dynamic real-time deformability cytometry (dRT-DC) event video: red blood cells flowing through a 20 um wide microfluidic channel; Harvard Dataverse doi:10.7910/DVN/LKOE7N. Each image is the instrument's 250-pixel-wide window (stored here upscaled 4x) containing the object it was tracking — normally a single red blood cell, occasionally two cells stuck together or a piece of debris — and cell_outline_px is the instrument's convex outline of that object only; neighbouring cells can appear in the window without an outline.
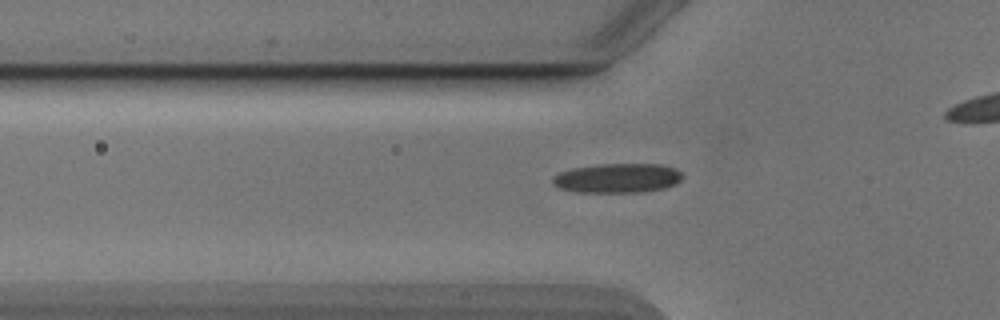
{"species": "Egyptian fruit bat (a non-hibernating species)", "species_latin": "Rousettus aegyptiacus", "temperature_condition": "cold", "stored_images_in_passage": 37, "camera_frame_rate_fps": 3000, "um_per_image_px": 0.085, "animal": {"sex": "male"}, "frame": {"image": 1, "passage_image": 11, "time_ms": 3.333, "image_size_px": [1000, 320], "cell_outline_px": [[684, 176], [676, 184], [664, 188], [644, 192], [576, 192], [560, 188], [552, 184], [552, 176], [560, 172], [572, 168], [596, 164], [664, 164], [676, 168]], "centroid_in_image_um": [52.49, 15.13], "position_along_channel_um": 73.3, "area_um2": 22.54}}
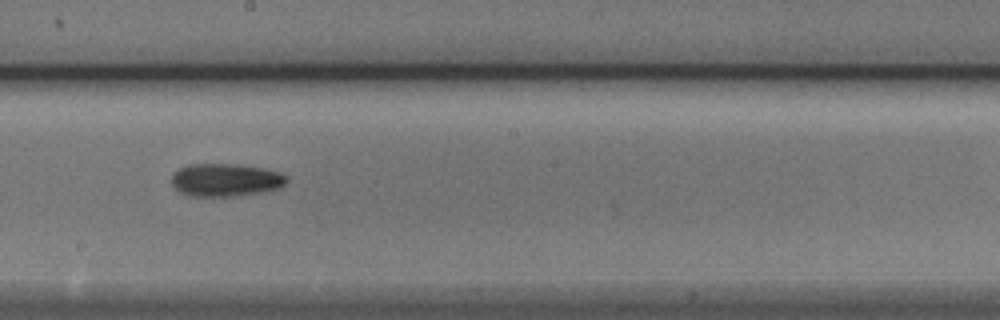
{"frame": {"image": 2, "passage_image": 23, "time_ms": 7.333, "image_size_px": [1000, 320], "cell_outline_px": [[288, 180], [280, 188], [264, 192], [236, 196], [188, 196], [180, 192], [172, 184], [172, 176], [180, 168], [188, 164], [244, 164], [264, 168], [280, 172], [288, 176]], "centroid_in_image_um": [19.23, 15.29], "position_along_channel_um": 229.0, "area_um2": 22.31}}
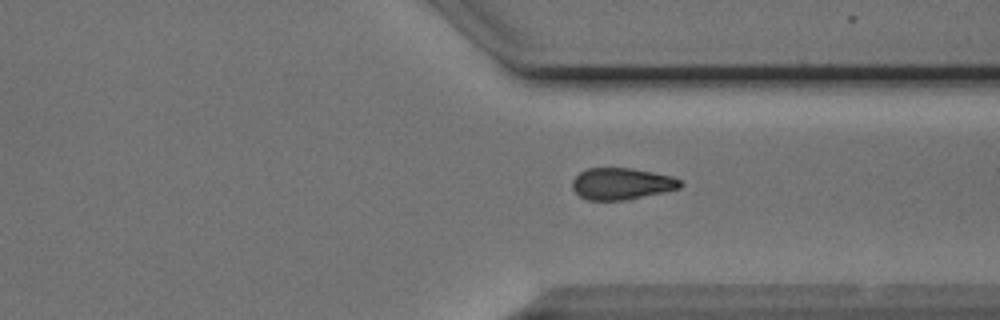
{"frame": {"image": 3, "passage_image": 33, "time_ms": 10.667, "image_size_px": [1000, 320], "cell_outline_px": [[684, 184], [680, 188], [664, 192], [624, 200], [588, 200], [580, 196], [572, 188], [572, 180], [580, 172], [588, 168], [632, 168], [672, 176], [680, 180]], "centroid_in_image_um": [52.84, 15.61], "position_along_channel_um": 358.6, "area_um2": 19.88}}